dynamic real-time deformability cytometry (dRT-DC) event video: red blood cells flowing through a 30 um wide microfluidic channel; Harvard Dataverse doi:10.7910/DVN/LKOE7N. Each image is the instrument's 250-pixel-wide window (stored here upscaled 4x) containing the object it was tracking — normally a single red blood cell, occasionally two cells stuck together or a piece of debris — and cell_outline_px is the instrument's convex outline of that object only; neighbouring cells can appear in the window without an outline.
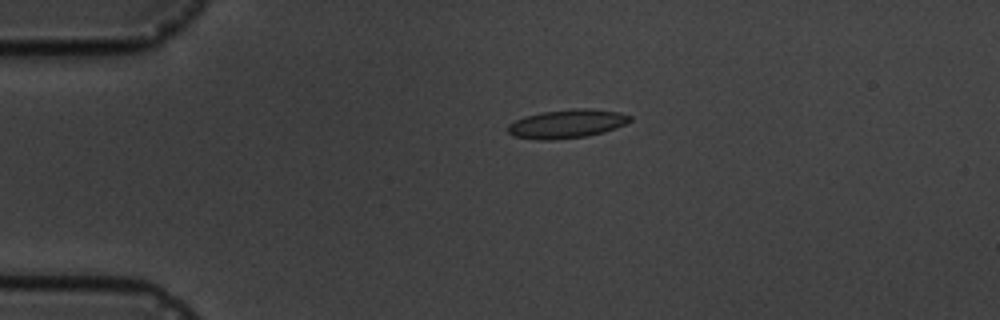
{"species": "common noctule bat (a hibernating species)", "species_latin": "Nyctalus noctula", "temperature_condition": "cold", "stored_images_in_passage": 15, "camera_frame_rate_fps": 3000, "um_per_image_px": 0.085, "animal": {"sex": "male", "body_mass_g": 19.5, "forearm_length_mm": 54.6}, "frame": {"image": 1, "passage_image": 2, "time_ms": 1.333, "image_size_px": [1000, 320], "cell_outline_px": [[632, 120], [616, 128], [604, 132], [588, 136], [556, 140], [540, 140], [512, 136], [508, 132], [508, 124], [524, 116], [544, 112], [572, 108], [588, 108], [620, 112], [632, 116]], "centroid_in_image_um": [48.2, 10.52], "position_along_channel_um": 36.8, "area_um2": 20.58}}
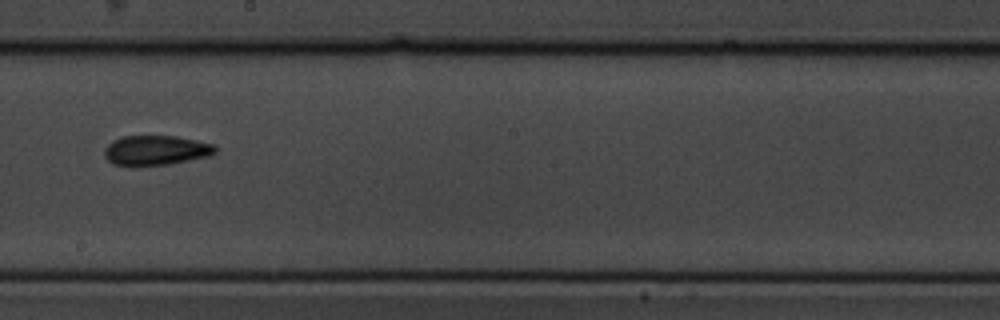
{"frame": {"image": 2, "passage_image": 8, "time_ms": 8.0, "image_size_px": [1000, 320], "cell_outline_px": [[216, 152], [208, 156], [168, 164], [132, 168], [128, 168], [112, 164], [104, 156], [104, 152], [108, 144], [124, 136], [176, 136], [196, 140], [212, 144], [216, 148]], "centroid_in_image_um": [13.19, 12.81], "position_along_channel_um": 235.0, "area_um2": 19.48}}
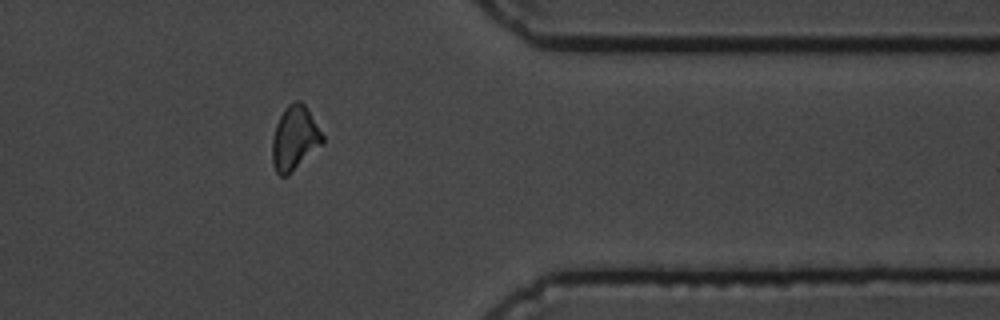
{"frame": {"image": 3, "passage_image": 12, "time_ms": 12.667, "image_size_px": [1000, 320], "cell_outline_px": [[324, 144], [288, 176], [280, 176], [276, 172], [272, 164], [272, 136], [276, 124], [284, 108], [288, 104], [296, 100], [300, 100], [304, 104], [324, 136]], "centroid_in_image_um": [25.04, 11.78], "position_along_channel_um": 386.4, "area_um2": 19.07}, "authors_computed_cell_mechanics": {"area_um2": 18.6116, "velocity_mm_per_s": 3.5305, "shape_relaxation_time_tau1_ms": 2.4568, "shape_relaxation_time_tau2_ms": 1.8527, "deformation_change_tau1": 0.1011, "deformation_change_tau2": 0.0843}}